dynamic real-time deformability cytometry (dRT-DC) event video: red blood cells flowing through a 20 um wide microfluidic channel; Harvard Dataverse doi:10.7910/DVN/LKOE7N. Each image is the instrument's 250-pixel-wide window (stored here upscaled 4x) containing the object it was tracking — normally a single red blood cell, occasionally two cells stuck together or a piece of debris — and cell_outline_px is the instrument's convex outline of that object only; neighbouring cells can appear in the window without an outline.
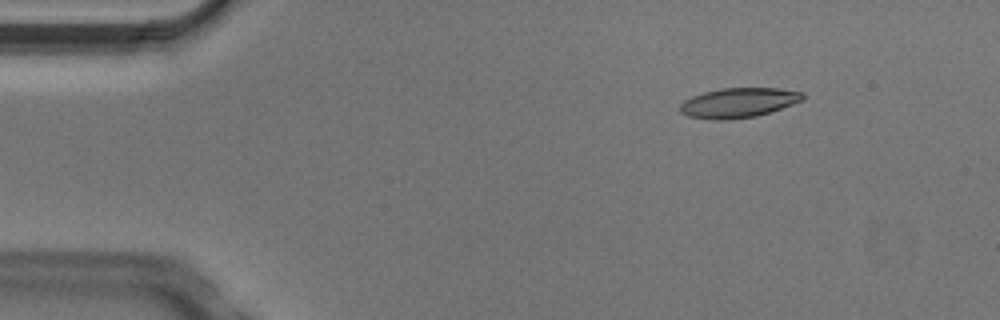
{"species": "Egyptian fruit bat (a non-hibernating species)", "species_latin": "Rousettus aegyptiacus", "temperature_condition": "cold", "stored_images_in_passage": 5, "camera_frame_rate_fps": 3000, "um_per_image_px": 0.085, "animal": {"sex": "male"}, "frame": {"image": 1, "passage_image": 2, "time_ms": 0.333, "image_size_px": [1000, 320], "cell_outline_px": [[804, 100], [756, 116], [728, 120], [708, 120], [688, 116], [680, 112], [680, 104], [684, 100], [692, 96], [704, 92], [720, 88], [776, 88], [804, 92]], "centroid_in_image_um": [62.74, 8.73], "position_along_channel_um": 22.3, "area_um2": 21.33}}